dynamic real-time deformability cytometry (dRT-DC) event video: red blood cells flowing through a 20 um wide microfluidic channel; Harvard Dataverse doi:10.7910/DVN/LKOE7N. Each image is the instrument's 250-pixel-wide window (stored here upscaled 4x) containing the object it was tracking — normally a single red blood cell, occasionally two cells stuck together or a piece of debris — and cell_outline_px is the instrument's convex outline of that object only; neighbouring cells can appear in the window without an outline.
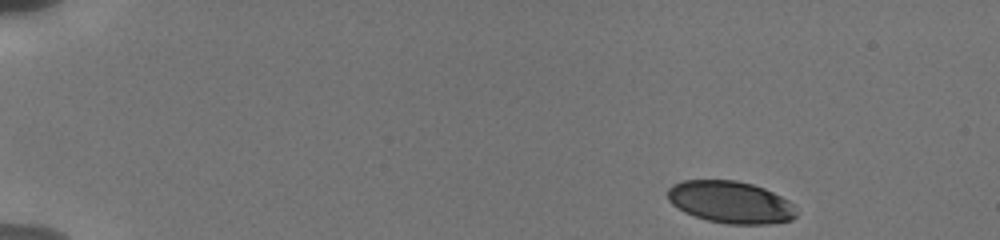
{"species": "human", "species_latin": "Homo sapiens", "temperature_condition": "cold", "stored_images_in_passage": 61, "camera_frame_rate_fps": 3000, "um_per_image_px": 0.085, "donor": {"sex": "male"}, "frame": {"image": 1, "passage_image": 1, "time_ms": 0.0, "image_size_px": [1000, 240], "cell_outline_px": [[796, 216], [792, 220], [768, 224], [728, 224], [708, 220], [684, 212], [672, 204], [668, 200], [668, 188], [672, 184], [680, 180], [736, 180], [752, 184], [764, 188], [788, 200], [792, 204], [796, 212]], "centroid_in_image_um": [62.07, 17.18], "position_along_channel_um": 22.9, "area_um2": 31.56}}
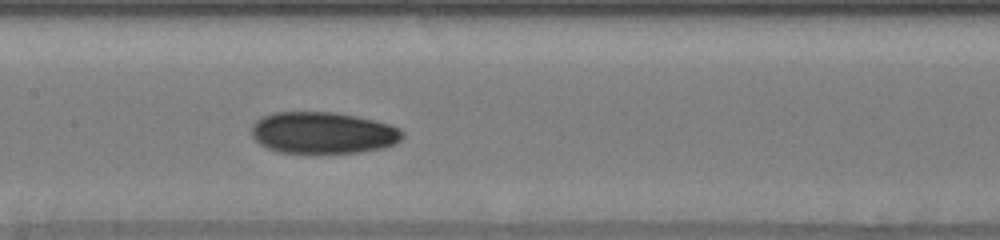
{"frame": {"image": 2, "passage_image": 30, "time_ms": 7.333, "image_size_px": [1000, 240], "cell_outline_px": [[404, 136], [396, 144], [384, 148], [360, 152], [280, 152], [268, 148], [260, 144], [252, 136], [252, 124], [256, 120], [264, 116], [276, 112], [336, 112], [356, 116], [388, 124], [400, 128], [404, 132]], "centroid_in_image_um": [27.48, 11.28], "position_along_channel_um": 179.9, "area_um2": 36.47}}
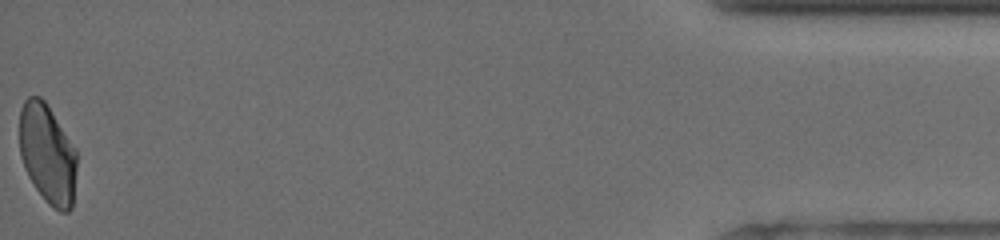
{"frame": {"image": 3, "passage_image": 61, "time_ms": 16.0, "image_size_px": [1000, 240], "cell_outline_px": [[76, 172], [72, 208], [68, 212], [60, 212], [52, 208], [48, 204], [36, 188], [28, 176], [24, 168], [20, 156], [20, 108], [24, 100], [28, 96], [40, 96], [48, 104], [76, 148]], "centroid_in_image_um": [4.04, 13.07], "position_along_channel_um": 431.2, "area_um2": 33.64}, "authors_computed_cell_mechanics": {"area_um2": 35.547, "velocity_mm_per_s": 3.8232, "shape_relaxation_time_tau1_ms": 4.7434, "shape_relaxation_time_tau2_ms": 3.9706, "deformation_change_tau1": 0.1455, "deformation_change_tau2": 0.0851}}